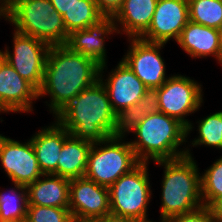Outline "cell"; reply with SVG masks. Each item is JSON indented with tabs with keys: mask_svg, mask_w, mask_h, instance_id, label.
Wrapping results in <instances>:
<instances>
[{
	"mask_svg": "<svg viewBox=\"0 0 222 222\" xmlns=\"http://www.w3.org/2000/svg\"><path fill=\"white\" fill-rule=\"evenodd\" d=\"M130 132L137 138L135 141H129L130 145L142 163H150V160H173L183 156L192 157L188 146L180 148V145L184 142L186 144L188 140L187 127L178 119L161 113L151 105L124 122L123 133L127 136Z\"/></svg>",
	"mask_w": 222,
	"mask_h": 222,
	"instance_id": "6da1fadb",
	"label": "cell"
},
{
	"mask_svg": "<svg viewBox=\"0 0 222 222\" xmlns=\"http://www.w3.org/2000/svg\"><path fill=\"white\" fill-rule=\"evenodd\" d=\"M100 65L65 45L50 46L38 98L50 96L47 104L55 116L80 92L99 80Z\"/></svg>",
	"mask_w": 222,
	"mask_h": 222,
	"instance_id": "7a4b0ae2",
	"label": "cell"
},
{
	"mask_svg": "<svg viewBox=\"0 0 222 222\" xmlns=\"http://www.w3.org/2000/svg\"><path fill=\"white\" fill-rule=\"evenodd\" d=\"M54 117L71 136L92 143L123 133L124 122L114 112L100 80L80 92Z\"/></svg>",
	"mask_w": 222,
	"mask_h": 222,
	"instance_id": "3957f363",
	"label": "cell"
},
{
	"mask_svg": "<svg viewBox=\"0 0 222 222\" xmlns=\"http://www.w3.org/2000/svg\"><path fill=\"white\" fill-rule=\"evenodd\" d=\"M154 163L164 167L159 222L203 206L201 174L193 157L183 156Z\"/></svg>",
	"mask_w": 222,
	"mask_h": 222,
	"instance_id": "277c9868",
	"label": "cell"
},
{
	"mask_svg": "<svg viewBox=\"0 0 222 222\" xmlns=\"http://www.w3.org/2000/svg\"><path fill=\"white\" fill-rule=\"evenodd\" d=\"M9 22L15 31L50 46L65 45L69 37L62 16L50 0H9Z\"/></svg>",
	"mask_w": 222,
	"mask_h": 222,
	"instance_id": "5b68a950",
	"label": "cell"
},
{
	"mask_svg": "<svg viewBox=\"0 0 222 222\" xmlns=\"http://www.w3.org/2000/svg\"><path fill=\"white\" fill-rule=\"evenodd\" d=\"M125 137V134L121 133L93 143L84 177L109 188L122 175L137 167L141 162L130 142L123 141Z\"/></svg>",
	"mask_w": 222,
	"mask_h": 222,
	"instance_id": "8992f818",
	"label": "cell"
},
{
	"mask_svg": "<svg viewBox=\"0 0 222 222\" xmlns=\"http://www.w3.org/2000/svg\"><path fill=\"white\" fill-rule=\"evenodd\" d=\"M148 166V163L141 162L108 188L111 214L130 217L138 222H154L147 218V206L152 198Z\"/></svg>",
	"mask_w": 222,
	"mask_h": 222,
	"instance_id": "52a82bcc",
	"label": "cell"
},
{
	"mask_svg": "<svg viewBox=\"0 0 222 222\" xmlns=\"http://www.w3.org/2000/svg\"><path fill=\"white\" fill-rule=\"evenodd\" d=\"M107 63L100 65L99 80L105 86L112 108L125 122L130 116L151 105V92L122 60L109 72L106 79L103 73Z\"/></svg>",
	"mask_w": 222,
	"mask_h": 222,
	"instance_id": "ba28073f",
	"label": "cell"
},
{
	"mask_svg": "<svg viewBox=\"0 0 222 222\" xmlns=\"http://www.w3.org/2000/svg\"><path fill=\"white\" fill-rule=\"evenodd\" d=\"M202 85L181 74L171 75L151 94V106L178 119L187 127V136L194 128L186 116L195 113L203 103Z\"/></svg>",
	"mask_w": 222,
	"mask_h": 222,
	"instance_id": "9c48e42d",
	"label": "cell"
},
{
	"mask_svg": "<svg viewBox=\"0 0 222 222\" xmlns=\"http://www.w3.org/2000/svg\"><path fill=\"white\" fill-rule=\"evenodd\" d=\"M49 49L48 43L14 30L13 53L7 47L2 53L15 71L39 90L43 84Z\"/></svg>",
	"mask_w": 222,
	"mask_h": 222,
	"instance_id": "30bf717a",
	"label": "cell"
},
{
	"mask_svg": "<svg viewBox=\"0 0 222 222\" xmlns=\"http://www.w3.org/2000/svg\"><path fill=\"white\" fill-rule=\"evenodd\" d=\"M128 41L129 49L122 61L152 93L169 78L166 77V65L160 54L165 44L146 42L140 38H128Z\"/></svg>",
	"mask_w": 222,
	"mask_h": 222,
	"instance_id": "8fae6325",
	"label": "cell"
},
{
	"mask_svg": "<svg viewBox=\"0 0 222 222\" xmlns=\"http://www.w3.org/2000/svg\"><path fill=\"white\" fill-rule=\"evenodd\" d=\"M0 161L15 184L27 186L43 175L31 139L21 143L0 134Z\"/></svg>",
	"mask_w": 222,
	"mask_h": 222,
	"instance_id": "7c38bea8",
	"label": "cell"
},
{
	"mask_svg": "<svg viewBox=\"0 0 222 222\" xmlns=\"http://www.w3.org/2000/svg\"><path fill=\"white\" fill-rule=\"evenodd\" d=\"M69 211L73 219H101L110 214L109 189L85 177L70 179Z\"/></svg>",
	"mask_w": 222,
	"mask_h": 222,
	"instance_id": "4fadbf2b",
	"label": "cell"
},
{
	"mask_svg": "<svg viewBox=\"0 0 222 222\" xmlns=\"http://www.w3.org/2000/svg\"><path fill=\"white\" fill-rule=\"evenodd\" d=\"M189 21L188 0H158L148 30L140 39L151 43L166 44L178 41Z\"/></svg>",
	"mask_w": 222,
	"mask_h": 222,
	"instance_id": "5bb4252c",
	"label": "cell"
},
{
	"mask_svg": "<svg viewBox=\"0 0 222 222\" xmlns=\"http://www.w3.org/2000/svg\"><path fill=\"white\" fill-rule=\"evenodd\" d=\"M36 99H39L38 90L3 59L0 62V112H32V101Z\"/></svg>",
	"mask_w": 222,
	"mask_h": 222,
	"instance_id": "9a60e30c",
	"label": "cell"
},
{
	"mask_svg": "<svg viewBox=\"0 0 222 222\" xmlns=\"http://www.w3.org/2000/svg\"><path fill=\"white\" fill-rule=\"evenodd\" d=\"M116 32V23L112 16H105L94 25L71 32L65 46L103 65L107 63L105 39L108 37V40L109 36Z\"/></svg>",
	"mask_w": 222,
	"mask_h": 222,
	"instance_id": "2e32d148",
	"label": "cell"
},
{
	"mask_svg": "<svg viewBox=\"0 0 222 222\" xmlns=\"http://www.w3.org/2000/svg\"><path fill=\"white\" fill-rule=\"evenodd\" d=\"M177 45L192 58L213 56L222 65V45L219 29L210 28L189 20L182 30Z\"/></svg>",
	"mask_w": 222,
	"mask_h": 222,
	"instance_id": "e0dca14e",
	"label": "cell"
},
{
	"mask_svg": "<svg viewBox=\"0 0 222 222\" xmlns=\"http://www.w3.org/2000/svg\"><path fill=\"white\" fill-rule=\"evenodd\" d=\"M54 122L52 125L42 128L30 138L39 168L43 174L58 175L60 152L64 140L70 135L57 120Z\"/></svg>",
	"mask_w": 222,
	"mask_h": 222,
	"instance_id": "ac0fdd59",
	"label": "cell"
},
{
	"mask_svg": "<svg viewBox=\"0 0 222 222\" xmlns=\"http://www.w3.org/2000/svg\"><path fill=\"white\" fill-rule=\"evenodd\" d=\"M157 2L158 0H123L120 8L112 16L117 34L124 33L129 38H140L151 24Z\"/></svg>",
	"mask_w": 222,
	"mask_h": 222,
	"instance_id": "d6986e66",
	"label": "cell"
},
{
	"mask_svg": "<svg viewBox=\"0 0 222 222\" xmlns=\"http://www.w3.org/2000/svg\"><path fill=\"white\" fill-rule=\"evenodd\" d=\"M42 177L26 186L28 205L68 208L70 179L55 174Z\"/></svg>",
	"mask_w": 222,
	"mask_h": 222,
	"instance_id": "ffe728a7",
	"label": "cell"
},
{
	"mask_svg": "<svg viewBox=\"0 0 222 222\" xmlns=\"http://www.w3.org/2000/svg\"><path fill=\"white\" fill-rule=\"evenodd\" d=\"M92 142L69 135L58 159V176L68 179L85 176Z\"/></svg>",
	"mask_w": 222,
	"mask_h": 222,
	"instance_id": "44dd1931",
	"label": "cell"
},
{
	"mask_svg": "<svg viewBox=\"0 0 222 222\" xmlns=\"http://www.w3.org/2000/svg\"><path fill=\"white\" fill-rule=\"evenodd\" d=\"M104 17L94 0H79L62 16L68 34L94 25Z\"/></svg>",
	"mask_w": 222,
	"mask_h": 222,
	"instance_id": "7402d4cb",
	"label": "cell"
},
{
	"mask_svg": "<svg viewBox=\"0 0 222 222\" xmlns=\"http://www.w3.org/2000/svg\"><path fill=\"white\" fill-rule=\"evenodd\" d=\"M14 184L7 192H0V222L26 221L28 206L26 186Z\"/></svg>",
	"mask_w": 222,
	"mask_h": 222,
	"instance_id": "603a6c76",
	"label": "cell"
},
{
	"mask_svg": "<svg viewBox=\"0 0 222 222\" xmlns=\"http://www.w3.org/2000/svg\"><path fill=\"white\" fill-rule=\"evenodd\" d=\"M189 20L210 28L222 26V0H188Z\"/></svg>",
	"mask_w": 222,
	"mask_h": 222,
	"instance_id": "cb8c5ba5",
	"label": "cell"
},
{
	"mask_svg": "<svg viewBox=\"0 0 222 222\" xmlns=\"http://www.w3.org/2000/svg\"><path fill=\"white\" fill-rule=\"evenodd\" d=\"M197 123L199 136L191 141L192 147L204 145L222 150L221 111L206 116Z\"/></svg>",
	"mask_w": 222,
	"mask_h": 222,
	"instance_id": "d4e9b609",
	"label": "cell"
},
{
	"mask_svg": "<svg viewBox=\"0 0 222 222\" xmlns=\"http://www.w3.org/2000/svg\"><path fill=\"white\" fill-rule=\"evenodd\" d=\"M205 173L201 174V196L204 206H209L222 196V156Z\"/></svg>",
	"mask_w": 222,
	"mask_h": 222,
	"instance_id": "484cf974",
	"label": "cell"
},
{
	"mask_svg": "<svg viewBox=\"0 0 222 222\" xmlns=\"http://www.w3.org/2000/svg\"><path fill=\"white\" fill-rule=\"evenodd\" d=\"M69 208L28 205L25 222H72Z\"/></svg>",
	"mask_w": 222,
	"mask_h": 222,
	"instance_id": "4316f807",
	"label": "cell"
},
{
	"mask_svg": "<svg viewBox=\"0 0 222 222\" xmlns=\"http://www.w3.org/2000/svg\"><path fill=\"white\" fill-rule=\"evenodd\" d=\"M166 222H217L209 208L207 206H202L192 212L184 213L169 218Z\"/></svg>",
	"mask_w": 222,
	"mask_h": 222,
	"instance_id": "83f0119b",
	"label": "cell"
},
{
	"mask_svg": "<svg viewBox=\"0 0 222 222\" xmlns=\"http://www.w3.org/2000/svg\"><path fill=\"white\" fill-rule=\"evenodd\" d=\"M105 16H113L120 8L123 0H94Z\"/></svg>",
	"mask_w": 222,
	"mask_h": 222,
	"instance_id": "f1b7e54d",
	"label": "cell"
},
{
	"mask_svg": "<svg viewBox=\"0 0 222 222\" xmlns=\"http://www.w3.org/2000/svg\"><path fill=\"white\" fill-rule=\"evenodd\" d=\"M56 11L63 16L79 0H50Z\"/></svg>",
	"mask_w": 222,
	"mask_h": 222,
	"instance_id": "f546056e",
	"label": "cell"
},
{
	"mask_svg": "<svg viewBox=\"0 0 222 222\" xmlns=\"http://www.w3.org/2000/svg\"><path fill=\"white\" fill-rule=\"evenodd\" d=\"M208 208L216 221H222V196L215 199Z\"/></svg>",
	"mask_w": 222,
	"mask_h": 222,
	"instance_id": "4dcf8cb0",
	"label": "cell"
},
{
	"mask_svg": "<svg viewBox=\"0 0 222 222\" xmlns=\"http://www.w3.org/2000/svg\"><path fill=\"white\" fill-rule=\"evenodd\" d=\"M102 222H138L137 220L124 217V216H117L114 214H107L104 218H101Z\"/></svg>",
	"mask_w": 222,
	"mask_h": 222,
	"instance_id": "1f68e13d",
	"label": "cell"
},
{
	"mask_svg": "<svg viewBox=\"0 0 222 222\" xmlns=\"http://www.w3.org/2000/svg\"><path fill=\"white\" fill-rule=\"evenodd\" d=\"M9 21V0H0V18Z\"/></svg>",
	"mask_w": 222,
	"mask_h": 222,
	"instance_id": "d6a6232c",
	"label": "cell"
},
{
	"mask_svg": "<svg viewBox=\"0 0 222 222\" xmlns=\"http://www.w3.org/2000/svg\"><path fill=\"white\" fill-rule=\"evenodd\" d=\"M72 222H102L101 219H73Z\"/></svg>",
	"mask_w": 222,
	"mask_h": 222,
	"instance_id": "836d02e7",
	"label": "cell"
},
{
	"mask_svg": "<svg viewBox=\"0 0 222 222\" xmlns=\"http://www.w3.org/2000/svg\"><path fill=\"white\" fill-rule=\"evenodd\" d=\"M219 34H220V41L222 45V26L219 28Z\"/></svg>",
	"mask_w": 222,
	"mask_h": 222,
	"instance_id": "e575fe53",
	"label": "cell"
},
{
	"mask_svg": "<svg viewBox=\"0 0 222 222\" xmlns=\"http://www.w3.org/2000/svg\"><path fill=\"white\" fill-rule=\"evenodd\" d=\"M4 58H3V53H2V51L0 50V62L3 60Z\"/></svg>",
	"mask_w": 222,
	"mask_h": 222,
	"instance_id": "d590c367",
	"label": "cell"
},
{
	"mask_svg": "<svg viewBox=\"0 0 222 222\" xmlns=\"http://www.w3.org/2000/svg\"><path fill=\"white\" fill-rule=\"evenodd\" d=\"M221 128H222V111H221Z\"/></svg>",
	"mask_w": 222,
	"mask_h": 222,
	"instance_id": "8d00e7d4",
	"label": "cell"
}]
</instances>
